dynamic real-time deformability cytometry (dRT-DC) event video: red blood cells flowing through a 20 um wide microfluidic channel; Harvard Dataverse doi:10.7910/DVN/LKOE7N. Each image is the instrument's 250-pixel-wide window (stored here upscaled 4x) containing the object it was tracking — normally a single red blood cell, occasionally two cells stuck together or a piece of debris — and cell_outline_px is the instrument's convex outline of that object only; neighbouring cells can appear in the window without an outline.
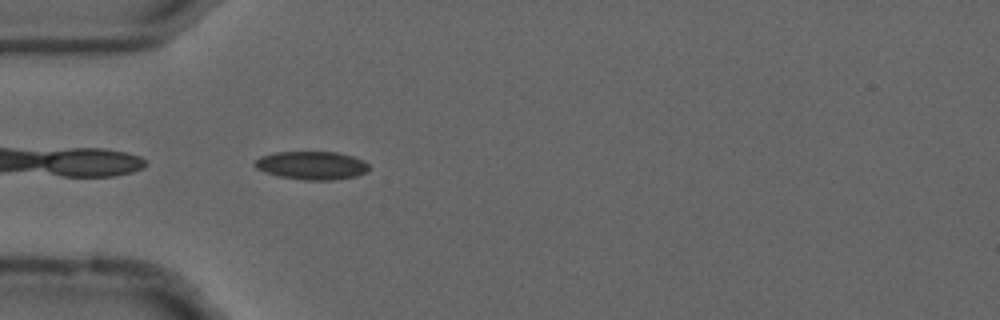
{"species": "common noctule bat (a hibernating species)", "species_latin": "Nyctalus noctula", "temperature_condition": "cold", "stored_images_in_passage": 40, "camera_frame_rate_fps": 3000, "um_per_image_px": 0.085, "animal": {"sex": "male", "forearm_length_mm": 52.5}, "frame": {"image": 1, "passage_image": 1, "time_ms": 0.0, "image_size_px": [1000, 320], "cell_outline_px": [[372, 168], [356, 176], [332, 180], [304, 180], [280, 176], [264, 172], [256, 168], [252, 164], [260, 156], [276, 152], [336, 152], [352, 156], [364, 160]], "centroid_in_image_um": [26.49, 14.06], "position_along_channel_um": 58.5, "area_um2": 18.84}, "authors_computed_cell_mechanics": {"area_um2": 17.7735, "velocity_mm_per_s": 3.6945, "shape_relaxation_time_tau1_ms": null, "shape_relaxation_time_tau2_ms": 3.6889, "deformation_change_tau1": null, "deformation_change_tau2": 0.1029}}